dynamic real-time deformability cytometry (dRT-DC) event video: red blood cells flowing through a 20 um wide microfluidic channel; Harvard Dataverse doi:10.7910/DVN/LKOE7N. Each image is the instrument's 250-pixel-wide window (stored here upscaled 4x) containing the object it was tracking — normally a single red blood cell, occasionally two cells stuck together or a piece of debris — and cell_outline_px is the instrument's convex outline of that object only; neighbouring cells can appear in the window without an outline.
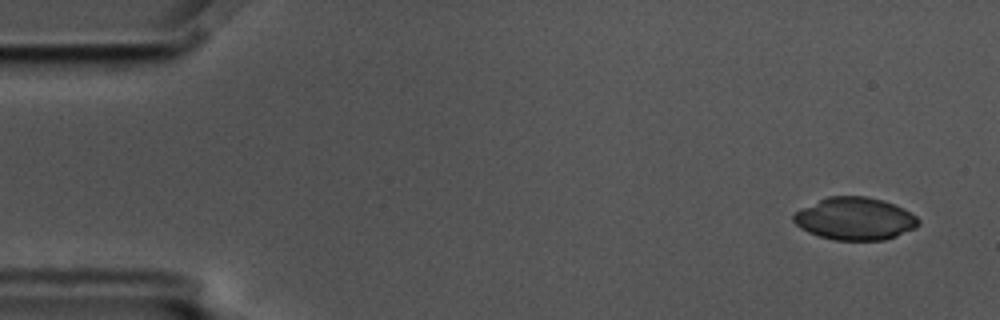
{"species": "common noctule bat (a hibernating species)", "species_latin": "Nyctalus noctula", "temperature_condition": "cold", "stored_images_in_passage": 6, "camera_frame_rate_fps": 3000, "um_per_image_px": 0.085, "animal": {"sex": "male", "body_mass_g": 17.5, "forearm_length_mm": 52.3}, "frame": {"image": 1, "passage_image": 1, "time_ms": 0.0, "image_size_px": [1000, 320], "cell_outline_px": [[920, 224], [916, 228], [896, 236], [884, 240], [836, 240], [820, 236], [808, 232], [800, 228], [792, 220], [792, 216], [796, 212], [828, 196], [868, 196], [884, 200], [904, 208], [916, 216], [920, 220]], "centroid_in_image_um": [72.71, 18.59], "position_along_channel_um": 12.3, "area_um2": 30.92}}